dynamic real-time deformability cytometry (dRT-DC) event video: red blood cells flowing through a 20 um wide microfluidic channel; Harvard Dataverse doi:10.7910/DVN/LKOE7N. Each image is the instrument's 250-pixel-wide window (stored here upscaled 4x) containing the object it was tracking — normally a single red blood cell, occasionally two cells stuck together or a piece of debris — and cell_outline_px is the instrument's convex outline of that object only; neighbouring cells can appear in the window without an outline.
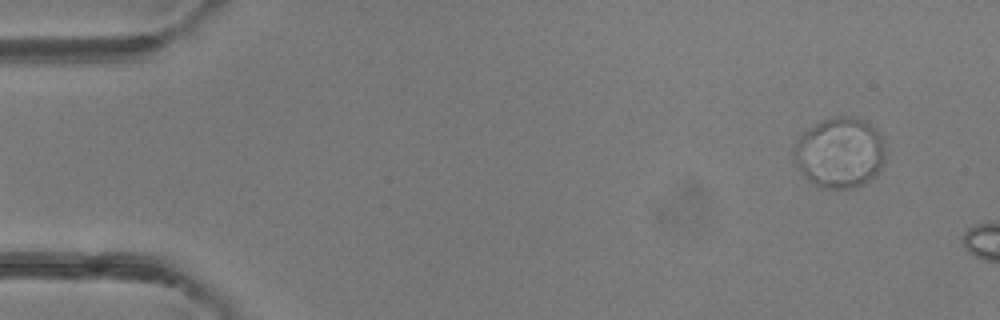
{"species": "common noctule bat (a hibernating species)", "species_latin": "Nyctalus noctula", "temperature_condition": "room temperature", "stored_images_in_passage": 3, "camera_frame_rate_fps": 3000, "um_per_image_px": 0.085, "animal": {"sex": "female"}, "frame": {"image": 1, "passage_image": 1, "time_ms": 0.0, "image_size_px": [1000, 320], "cell_outline_px": [[884, 160], [880, 168], [864, 184], [852, 188], [816, 188], [800, 172], [796, 164], [792, 152], [796, 140], [804, 132], [820, 120], [832, 116], [856, 116], [876, 128], [880, 136], [884, 148]], "centroid_in_image_um": [71.33, 12.97], "position_along_channel_um": 13.7, "area_um2": 37.8}}